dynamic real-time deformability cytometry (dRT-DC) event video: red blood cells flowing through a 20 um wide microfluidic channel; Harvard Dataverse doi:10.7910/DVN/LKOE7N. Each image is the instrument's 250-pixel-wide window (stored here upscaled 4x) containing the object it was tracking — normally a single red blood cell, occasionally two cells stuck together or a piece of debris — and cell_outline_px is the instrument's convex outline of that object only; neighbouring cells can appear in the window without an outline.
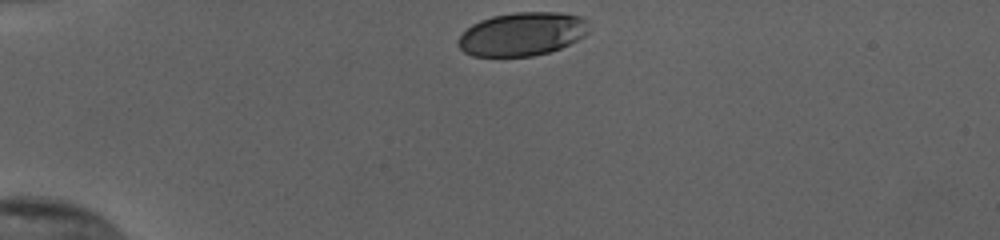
{"species": "human", "species_latin": "Homo sapiens", "temperature_condition": "cold", "stored_images_in_passage": 33, "camera_frame_rate_fps": 3000, "um_per_image_px": 0.085, "donor": {"sex": "female"}, "frame": {"image": 1, "passage_image": 1, "time_ms": 0.0, "image_size_px": [1000, 240], "cell_outline_px": [[588, 32], [584, 36], [560, 48], [548, 52], [532, 56], [472, 56], [464, 52], [460, 48], [460, 36], [472, 24], [480, 20], [492, 16], [516, 12], [560, 12], [580, 16], [588, 20]], "centroid_in_image_um": [44.41, 2.88], "position_along_channel_um": 40.6, "area_um2": 32.95}}
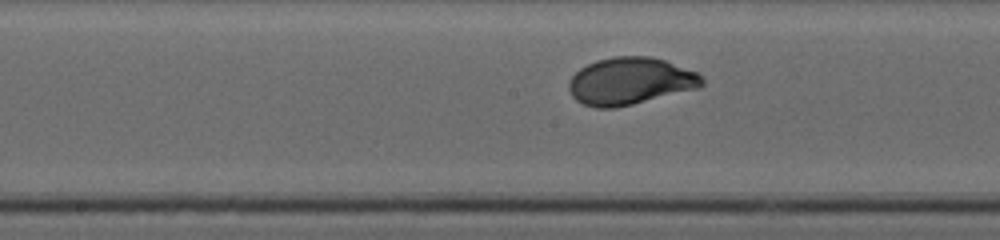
{"frame": {"image": 2, "passage_image": 17, "time_ms": 5.333, "image_size_px": [1000, 240], "cell_outline_px": [[704, 84], [700, 88], [616, 108], [596, 108], [584, 104], [576, 100], [572, 96], [568, 88], [568, 80], [580, 68], [596, 60], [616, 56], [648, 56], [664, 60], [696, 72], [704, 80]], "centroid_in_image_um": [53.55, 6.9], "position_along_channel_um": 194.6, "area_um2": 36.65}}
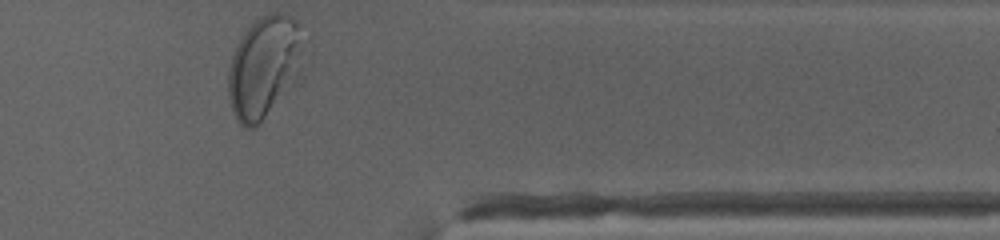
{"frame": {"image": 3, "passage_image": 33, "time_ms": 10.667, "image_size_px": [1000, 240], "cell_outline_px": [[312, 40], [260, 124], [256, 128], [244, 128], [236, 120], [228, 100], [228, 72], [232, 56], [236, 44], [244, 32], [260, 16], [272, 12], [276, 12], [288, 16], [300, 24], [312, 36]], "centroid_in_image_um": [22.43, 5.56], "position_along_channel_um": 389.0, "area_um2": 43.7}, "authors_computed_cell_mechanics": {"area_um2": 35.547, "velocity_mm_per_s": 3.8041, "shape_relaxation_time_tau1_ms": 2.4373, "shape_relaxation_time_tau2_ms": null, "deformation_change_tau1": 0.1494, "deformation_change_tau2": null}}